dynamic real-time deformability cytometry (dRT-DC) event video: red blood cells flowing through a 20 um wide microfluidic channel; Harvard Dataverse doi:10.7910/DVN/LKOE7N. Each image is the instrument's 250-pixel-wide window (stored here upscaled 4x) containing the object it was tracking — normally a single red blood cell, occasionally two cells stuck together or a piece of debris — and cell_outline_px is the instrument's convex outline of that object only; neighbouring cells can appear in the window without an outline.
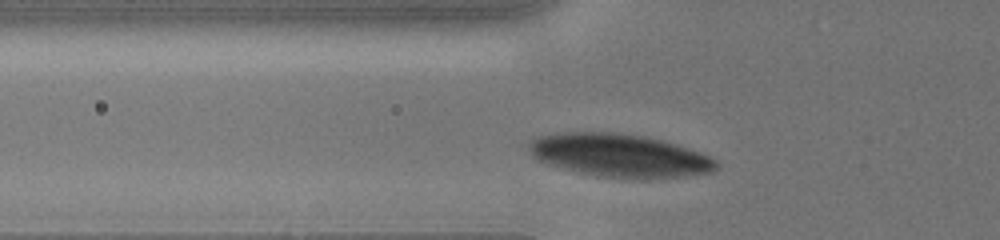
{"species": "human", "species_latin": "Homo sapiens", "temperature_condition": "cold", "stored_images_in_passage": 40, "camera_frame_rate_fps": 3000, "um_per_image_px": 0.085, "donor": {"sex": "male"}, "frame": {"image": 1, "passage_image": 2, "time_ms": 0.333, "image_size_px": [1000, 240], "cell_outline_px": [[716, 168], [712, 172], [688, 176], [596, 176], [576, 172], [548, 164], [536, 160], [532, 156], [532, 140], [540, 136], [552, 132], [612, 132], [640, 136], [660, 140], [676, 144], [708, 156], [716, 160]], "centroid_in_image_um": [52.6, 13.18], "position_along_channel_um": 73.2, "area_um2": 45.72}}
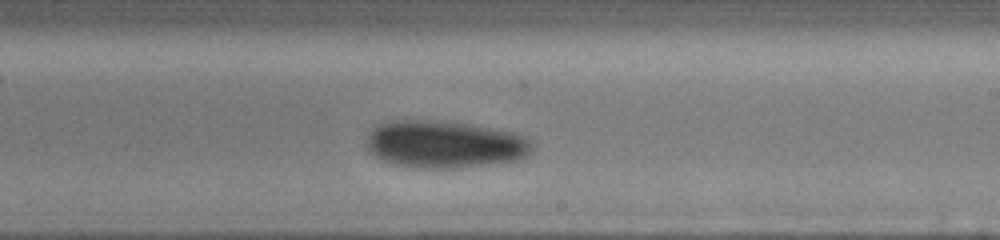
{"frame": {"image": 2, "passage_image": 24, "time_ms": 5.0, "image_size_px": [1000, 240], "cell_outline_px": [[532, 152], [520, 160], [456, 168], [412, 168], [392, 164], [380, 160], [368, 152], [368, 132], [372, 128], [388, 120], [444, 120], [472, 124], [512, 132], [524, 136], [532, 144]], "centroid_in_image_um": [37.76, 12.26], "position_along_channel_um": 251.2, "area_um2": 46.3}}
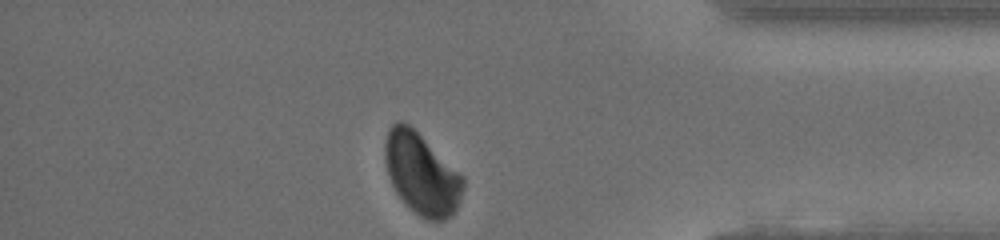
{"frame": {"image": 3, "passage_image": 40, "time_ms": 9.333, "image_size_px": [1000, 240], "cell_outline_px": [[464, 188], [456, 212], [452, 216], [444, 220], [428, 220], [420, 216], [396, 192], [388, 176], [384, 160], [384, 144], [388, 128], [396, 120], [400, 120], [408, 124], [464, 176]], "centroid_in_image_um": [35.83, 14.76], "position_along_channel_um": 399.4, "area_um2": 36.93}, "authors_computed_cell_mechanics": {"area_um2": 46.4134, "velocity_mm_per_s": 3.864, "shape_relaxation_time_tau1_ms": 2.4303, "shape_relaxation_time_tau2_ms": null, "deformation_change_tau1": 0.0652, "deformation_change_tau2": null}}